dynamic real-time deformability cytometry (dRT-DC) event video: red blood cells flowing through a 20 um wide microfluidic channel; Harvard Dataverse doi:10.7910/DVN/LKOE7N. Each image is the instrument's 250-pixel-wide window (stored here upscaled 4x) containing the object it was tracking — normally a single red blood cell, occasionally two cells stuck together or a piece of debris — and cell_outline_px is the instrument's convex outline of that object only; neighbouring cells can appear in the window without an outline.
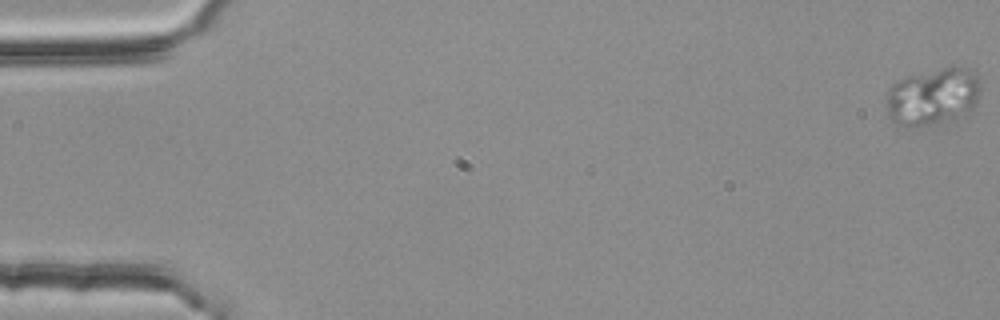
{"species": "common noctule bat (a hibernating species)", "species_latin": "Nyctalus noctula", "temperature_condition": "room temperature", "stored_images_in_passage": 55, "segment_of_instrument_passage": [1, 2], "camera_frame_rate_fps": 3000, "um_per_image_px": 0.085, "animal": {"sex": "female", "body_mass_g": 25.1}, "frame": {"image": 1, "passage_image": 1, "time_ms": 0.0, "image_size_px": [1000, 320], "cell_outline_px": [[980, 88], [976, 104], [964, 116], [936, 124], [912, 128], [896, 124], [888, 116], [884, 96], [888, 88], [892, 84], [908, 76], [948, 64], [968, 64], [972, 68], [980, 84]], "centroid_in_image_um": [79.3, 8.16], "position_along_channel_um": 5.7, "area_um2": 32.83}}
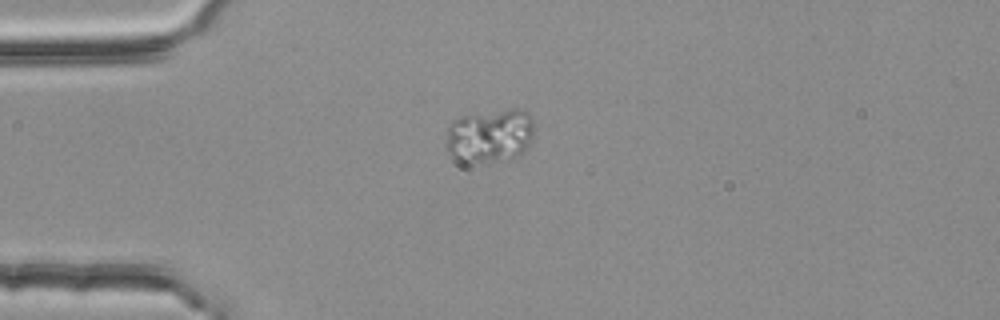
{"frame": {"image": 2, "passage_image": 15, "time_ms": 4.667, "image_size_px": [1000, 320], "cell_outline_px": [[532, 140], [524, 152], [508, 160], [460, 160], [452, 156], [448, 152], [448, 128], [452, 120], [460, 116], [512, 108], [520, 108], [528, 112], [532, 116]], "centroid_in_image_um": [41.69, 11.48], "position_along_channel_um": 43.3, "area_um2": 27.17}}